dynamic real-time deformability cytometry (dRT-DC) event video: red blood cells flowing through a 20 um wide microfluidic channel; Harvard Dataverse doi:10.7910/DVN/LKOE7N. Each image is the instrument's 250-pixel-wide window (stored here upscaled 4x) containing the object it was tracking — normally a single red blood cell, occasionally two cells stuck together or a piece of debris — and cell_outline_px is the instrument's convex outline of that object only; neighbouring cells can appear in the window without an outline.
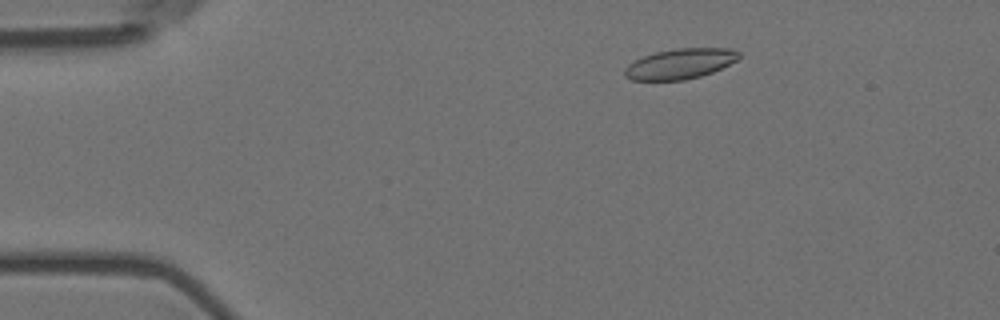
{"species": "Egyptian fruit bat (a non-hibernating species)", "species_latin": "Rousettus aegyptiacus", "temperature_condition": "room temperature", "stored_images_in_passage": 5, "camera_frame_rate_fps": 3000, "um_per_image_px": 0.085, "animal": {"sex": "female"}, "frame": {"image": 1, "passage_image": 3, "time_ms": 0.667, "image_size_px": [1000, 320], "cell_outline_px": [[740, 56], [736, 60], [712, 72], [700, 76], [684, 80], [632, 80], [624, 76], [624, 68], [628, 64], [644, 56], [656, 52], [676, 48], [728, 48], [740, 52]], "centroid_in_image_um": [57.78, 5.42], "position_along_channel_um": 27.2, "area_um2": 20.0}}